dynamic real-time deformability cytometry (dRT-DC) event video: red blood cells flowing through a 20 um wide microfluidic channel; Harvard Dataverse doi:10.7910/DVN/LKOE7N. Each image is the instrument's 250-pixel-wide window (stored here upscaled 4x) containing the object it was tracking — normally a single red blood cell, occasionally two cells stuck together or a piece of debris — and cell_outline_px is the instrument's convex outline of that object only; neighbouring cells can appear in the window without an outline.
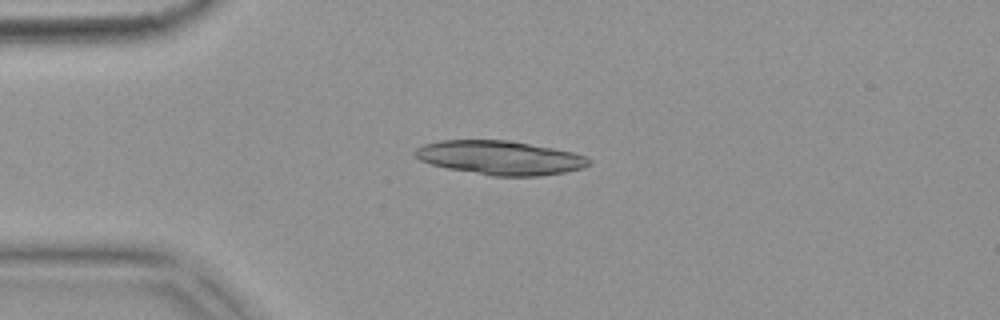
{"species": "common noctule bat (a hibernating species)", "species_latin": "Nyctalus noctula", "temperature_condition": "warm", "stored_images_in_passage": 6, "camera_frame_rate_fps": 3000, "um_per_image_px": 0.085, "animal": {"sex": "female", "body_mass_g": 18.4}, "frame": {"image": 1, "passage_image": 4, "time_ms": 1.0, "image_size_px": [1000, 320], "cell_outline_px": [[592, 160], [584, 168], [564, 172], [540, 176], [492, 176], [448, 168], [432, 164], [420, 160], [412, 152], [416, 148], [424, 144], [440, 140], [508, 140], [552, 148], [572, 152], [584, 156]], "centroid_in_image_um": [42.49, 13.4], "position_along_channel_um": 42.5, "area_um2": 34.28}}